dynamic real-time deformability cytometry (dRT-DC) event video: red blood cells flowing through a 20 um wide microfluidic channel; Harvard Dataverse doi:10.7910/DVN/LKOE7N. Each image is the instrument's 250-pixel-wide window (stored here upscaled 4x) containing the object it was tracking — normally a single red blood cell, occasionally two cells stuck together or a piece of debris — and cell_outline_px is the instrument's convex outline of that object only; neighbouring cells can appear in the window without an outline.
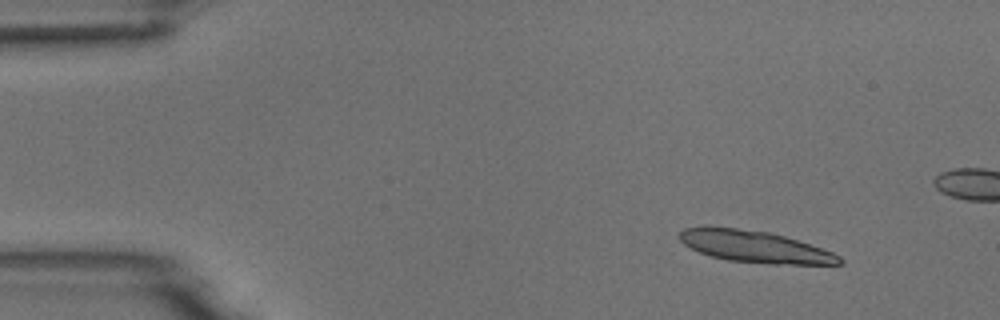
{"species": "common noctule bat (a hibernating species)", "species_latin": "Nyctalus noctula", "temperature_condition": "room temperature", "stored_images_in_passage": 4, "camera_frame_rate_fps": 3000, "um_per_image_px": 0.085, "animal": {"sex": "male", "body_mass_g": 18.8}, "frame": {"image": 1, "passage_image": 1, "time_ms": 0.0, "image_size_px": [1000, 320], "cell_outline_px": [[844, 264], [772, 264], [728, 260], [712, 256], [700, 252], [684, 244], [680, 240], [680, 232], [684, 228], [704, 224], [708, 224], [768, 232], [784, 236], [832, 252], [840, 256], [844, 260]], "centroid_in_image_um": [64.1, 20.94], "position_along_channel_um": 20.9, "area_um2": 29.71}}